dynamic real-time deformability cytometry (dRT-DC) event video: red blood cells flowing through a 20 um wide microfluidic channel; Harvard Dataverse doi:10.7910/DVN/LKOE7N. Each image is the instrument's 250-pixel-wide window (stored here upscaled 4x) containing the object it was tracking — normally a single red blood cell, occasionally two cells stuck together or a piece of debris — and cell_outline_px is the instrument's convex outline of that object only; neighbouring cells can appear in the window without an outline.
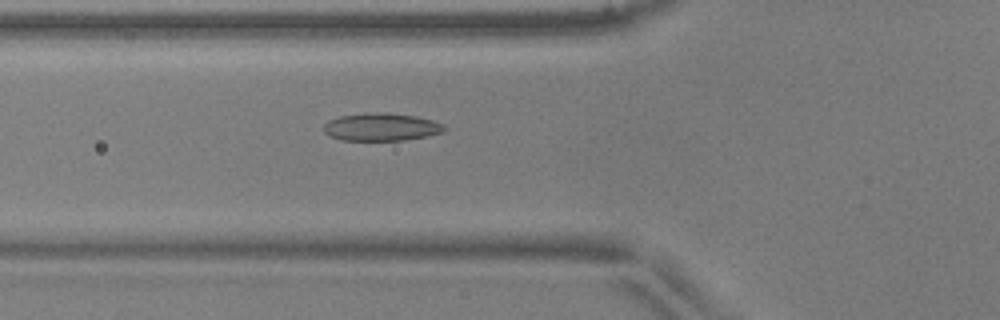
{"species": "common noctule bat (a hibernating species)", "species_latin": "Nyctalus noctula", "temperature_condition": "warm", "stored_images_in_passage": 43, "camera_frame_rate_fps": 3000, "um_per_image_px": 0.085, "animal": {"sex": "male", "body_mass_g": 17.9, "forearm_length_mm": 54.2}, "frame": {"image": 1, "passage_image": 10, "time_ms": 3.0, "image_size_px": [1000, 320], "cell_outline_px": [[448, 128], [444, 132], [428, 136], [404, 140], [340, 140], [328, 136], [324, 132], [324, 124], [328, 120], [340, 116], [364, 112], [388, 112], [416, 116], [432, 120], [444, 124]], "centroid_in_image_um": [32.42, 10.78], "position_along_channel_um": 93.4, "area_um2": 19.88}}
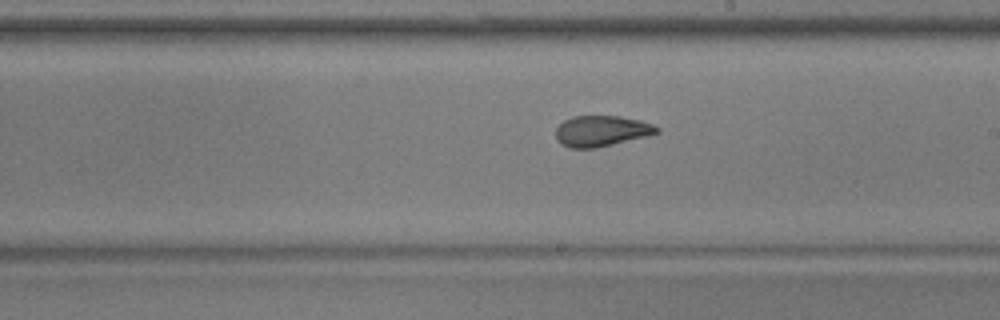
{"frame": {"image": 2, "passage_image": 21, "time_ms": 6.667, "image_size_px": [1000, 320], "cell_outline_px": [[660, 132], [648, 136], [596, 148], [568, 148], [560, 144], [556, 140], [556, 128], [564, 120], [572, 116], [620, 116], [640, 120], [652, 124], [660, 128]], "centroid_in_image_um": [51.12, 11.14], "position_along_channel_um": 237.9, "area_um2": 18.32}}
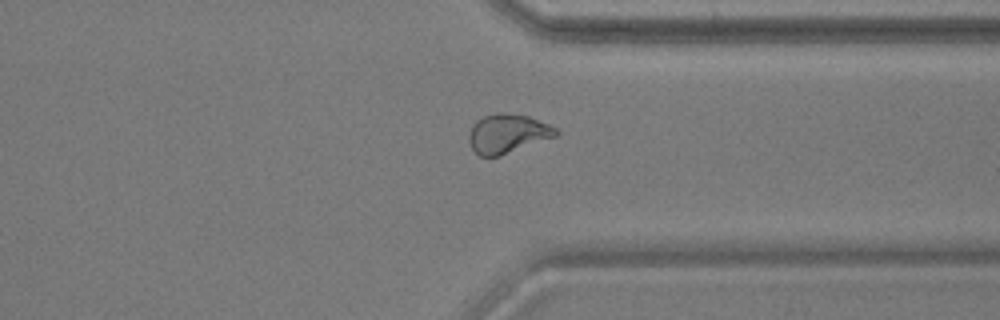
{"frame": {"image": 3, "passage_image": 31, "time_ms": 10.0, "image_size_px": [1000, 320], "cell_outline_px": [[560, 132], [556, 136], [500, 156], [480, 156], [472, 148], [468, 140], [468, 136], [472, 124], [484, 116], [496, 112], [504, 112], [528, 116], [548, 124], [556, 128]], "centroid_in_image_um": [43.13, 11.35], "position_along_channel_um": 368.3, "area_um2": 19.77}, "authors_computed_cell_mechanics": {"area_um2": 19.363, "velocity_mm_per_s": 3.9223, "shape_relaxation_time_tau1_ms": null, "shape_relaxation_time_tau2_ms": 1.1985, "deformation_change_tau1": null, "deformation_change_tau2": 0.0708}}